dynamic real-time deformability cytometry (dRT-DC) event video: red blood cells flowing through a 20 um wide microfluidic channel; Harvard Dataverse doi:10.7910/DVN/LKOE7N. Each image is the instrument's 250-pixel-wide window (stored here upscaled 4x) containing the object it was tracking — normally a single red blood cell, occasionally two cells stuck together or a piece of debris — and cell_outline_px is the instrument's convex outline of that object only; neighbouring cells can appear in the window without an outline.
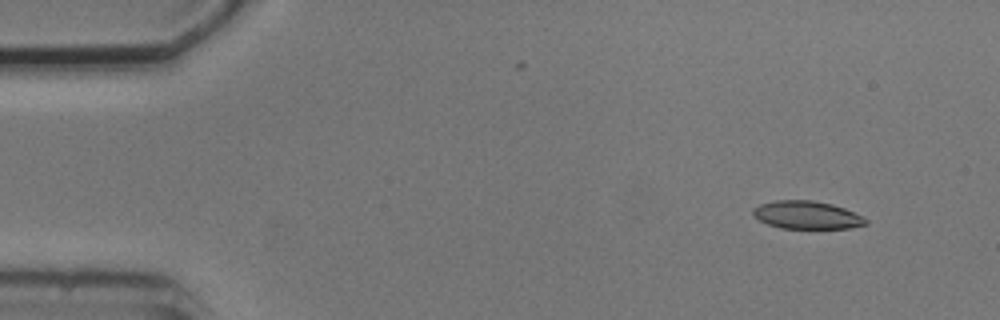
{"species": "common noctule bat (a hibernating species)", "species_latin": "Nyctalus noctula", "temperature_condition": "cold", "stored_images_in_passage": 4, "camera_frame_rate_fps": 3000, "um_per_image_px": 0.085, "animal": {"sex": "male", "body_mass_g": 20.5, "forearm_length_mm": 52.5}, "frame": {"image": 1, "passage_image": 2, "time_ms": 1.0, "image_size_px": [1000, 320], "cell_outline_px": [[868, 224], [852, 228], [780, 228], [768, 224], [752, 216], [752, 208], [760, 204], [776, 200], [812, 200], [832, 204], [844, 208], [864, 216], [868, 220]], "centroid_in_image_um": [68.59, 18.27], "position_along_channel_um": 16.4, "area_um2": 18.5}}